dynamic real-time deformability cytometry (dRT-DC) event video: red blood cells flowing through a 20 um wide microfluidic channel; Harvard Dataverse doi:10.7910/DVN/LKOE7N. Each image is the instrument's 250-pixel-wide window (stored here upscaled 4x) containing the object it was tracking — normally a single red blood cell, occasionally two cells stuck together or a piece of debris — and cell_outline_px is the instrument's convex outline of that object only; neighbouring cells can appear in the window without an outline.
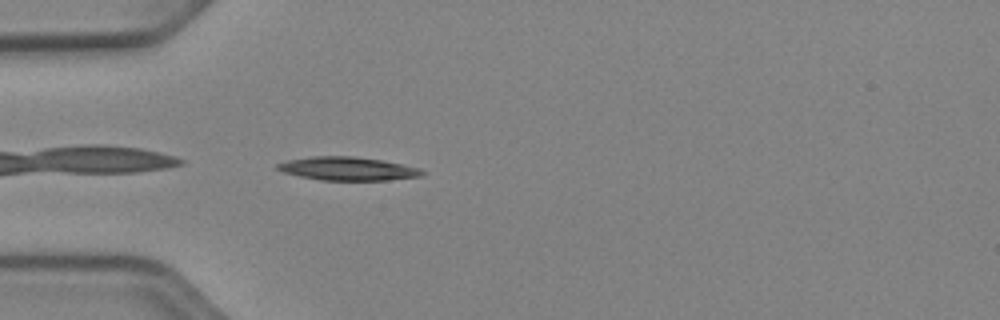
{"species": "Egyptian fruit bat (a non-hibernating species)", "species_latin": "Rousettus aegyptiacus", "temperature_condition": "cold", "stored_images_in_passage": 38, "camera_frame_rate_fps": 3000, "um_per_image_px": 0.085, "animal": {"sex": "female"}, "frame": {"image": 1, "passage_image": 1, "time_ms": 0.0, "image_size_px": [1000, 320], "cell_outline_px": [[424, 176], [388, 180], [320, 180], [300, 176], [284, 172], [276, 168], [276, 164], [288, 160], [312, 156], [352, 156], [380, 160], [420, 168], [424, 172]], "centroid_in_image_um": [29.56, 14.34], "position_along_channel_um": 55.4, "area_um2": 19.59}}
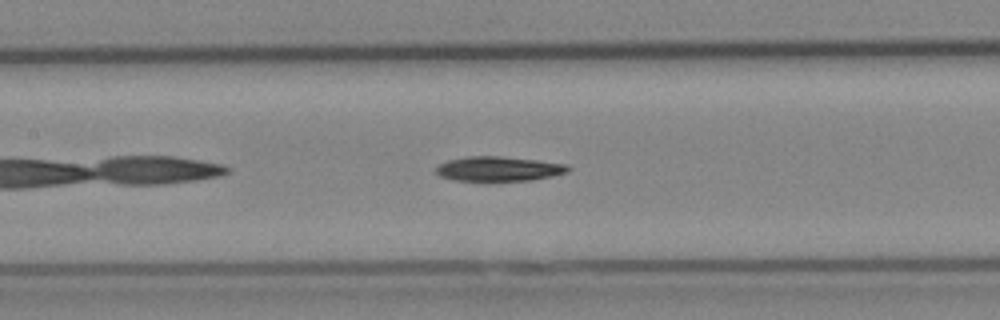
{"frame": {"image": 2, "passage_image": 10, "time_ms": 3.0, "image_size_px": [1000, 320], "cell_outline_px": [[572, 168], [568, 172], [552, 176], [532, 180], [492, 184], [452, 180], [440, 176], [436, 172], [436, 168], [440, 164], [448, 160], [468, 156], [500, 156], [536, 160], [568, 164]], "centroid_in_image_um": [42.39, 14.4], "position_along_channel_um": 165.0, "area_um2": 20.0}}
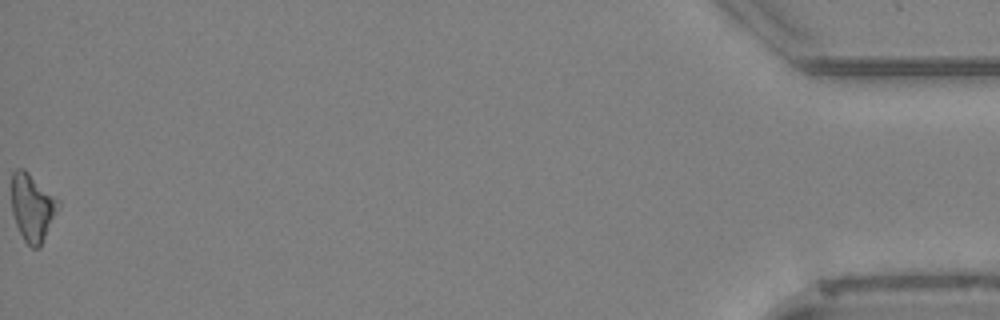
{"frame": {"image": 3, "passage_image": 38, "time_ms": 12.333, "image_size_px": [1000, 320], "cell_outline_px": [[60, 208], [40, 248], [32, 248], [24, 240], [16, 224], [12, 212], [12, 172], [16, 168], [24, 168], [60, 200]], "centroid_in_image_um": [2.78, 17.63], "position_along_channel_um": 432.4, "area_um2": 18.61}, "authors_computed_cell_mechanics": {"area_um2": 18.6694, "velocity_mm_per_s": 3.908, "shape_relaxation_time_tau1_ms": 2.6829, "shape_relaxation_time_tau2_ms": null, "deformation_change_tau1": 0.1403, "deformation_change_tau2": null}}